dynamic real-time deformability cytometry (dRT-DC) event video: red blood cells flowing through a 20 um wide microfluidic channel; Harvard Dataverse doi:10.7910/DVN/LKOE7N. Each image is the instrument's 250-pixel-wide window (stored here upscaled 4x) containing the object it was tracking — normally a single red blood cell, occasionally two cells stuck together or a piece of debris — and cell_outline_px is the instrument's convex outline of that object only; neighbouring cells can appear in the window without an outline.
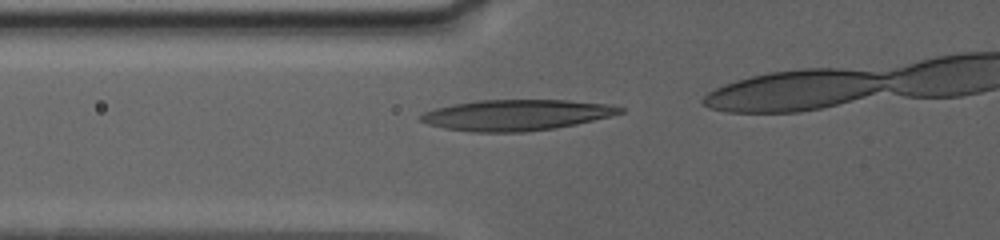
{"species": "human", "species_latin": "Homo sapiens", "temperature_condition": "warm", "stored_images_in_passage": 22, "camera_frame_rate_fps": 3000, "um_per_image_px": 0.085, "donor": {"sex": "female"}, "frame": {"image": 1, "passage_image": 7, "time_ms": 1.667, "image_size_px": [1000, 240], "cell_outline_px": [[624, 112], [576, 124], [552, 128], [524, 132], [472, 132], [444, 128], [428, 124], [420, 120], [416, 116], [424, 112], [436, 108], [452, 104], [476, 100], [568, 100], [608, 104], [624, 108]], "centroid_in_image_um": [43.83, 9.77], "position_along_channel_um": 82.0, "area_um2": 35.72}}
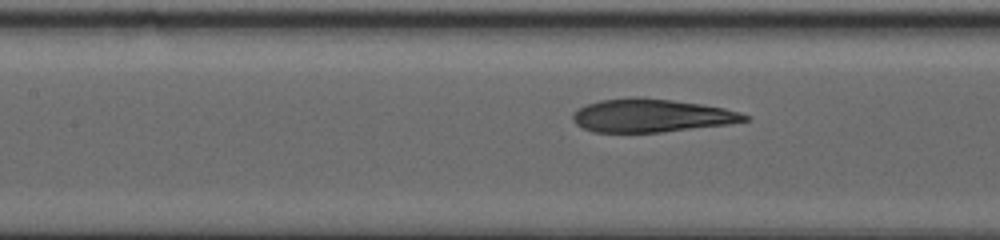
{"frame": {"image": 2, "passage_image": 16, "time_ms": 4.0, "image_size_px": [1000, 240], "cell_outline_px": [[752, 120], [728, 124], [660, 132], [592, 132], [576, 124], [572, 120], [572, 112], [588, 104], [600, 100], [628, 96], [640, 96], [672, 100], [700, 104], [724, 108], [740, 112], [748, 116]], "centroid_in_image_um": [55.35, 9.81], "position_along_channel_um": 152.1, "area_um2": 33.35}}
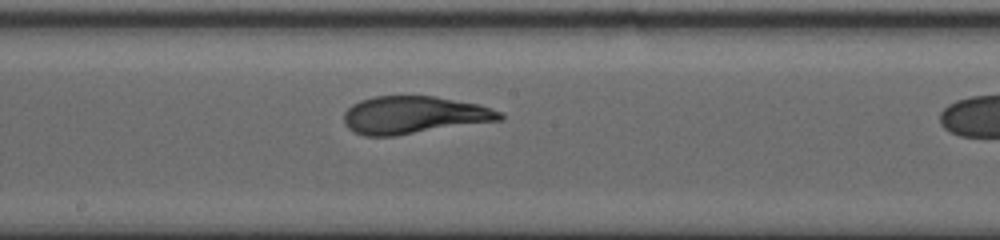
{"frame": {"image": 3, "passage_image": 21, "time_ms": 6.0, "image_size_px": [1000, 240], "cell_outline_px": [[504, 120], [396, 136], [364, 136], [352, 132], [344, 124], [344, 112], [352, 104], [360, 100], [372, 96], [436, 96], [480, 104], [500, 112], [504, 116]], "centroid_in_image_um": [35.18, 9.78], "position_along_channel_um": 213.0, "area_um2": 34.62}}